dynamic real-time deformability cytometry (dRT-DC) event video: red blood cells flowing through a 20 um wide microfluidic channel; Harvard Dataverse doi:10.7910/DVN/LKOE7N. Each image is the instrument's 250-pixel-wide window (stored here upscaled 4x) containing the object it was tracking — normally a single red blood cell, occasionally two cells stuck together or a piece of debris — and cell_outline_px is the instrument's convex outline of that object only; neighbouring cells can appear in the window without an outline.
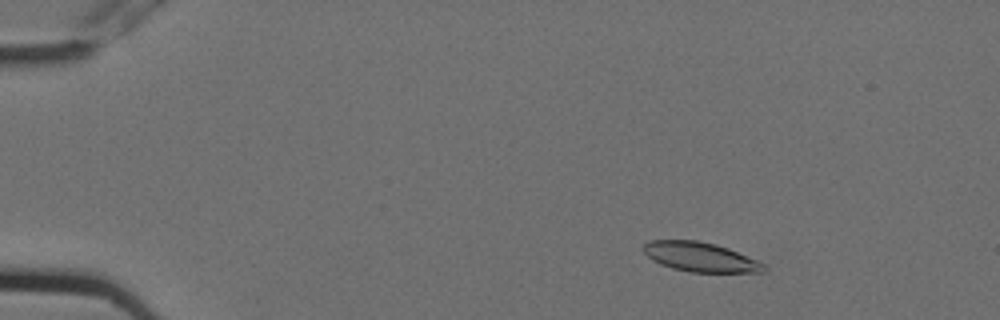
{"species": "Egyptian fruit bat (a non-hibernating species)", "species_latin": "Rousettus aegyptiacus", "temperature_condition": "cold", "stored_images_in_passage": 7, "camera_frame_rate_fps": 3000, "um_per_image_px": 0.085, "animal": {"sex": "female"}, "frame": {"image": 1, "passage_image": 3, "time_ms": 0.667, "image_size_px": [1000, 320], "cell_outline_px": [[768, 268], [764, 272], [688, 272], [672, 268], [660, 264], [652, 260], [640, 248], [648, 240], [696, 240], [716, 244], [728, 248], [756, 260], [764, 264]], "centroid_in_image_um": [59.49, 21.84], "position_along_channel_um": 25.5, "area_um2": 20.75}}
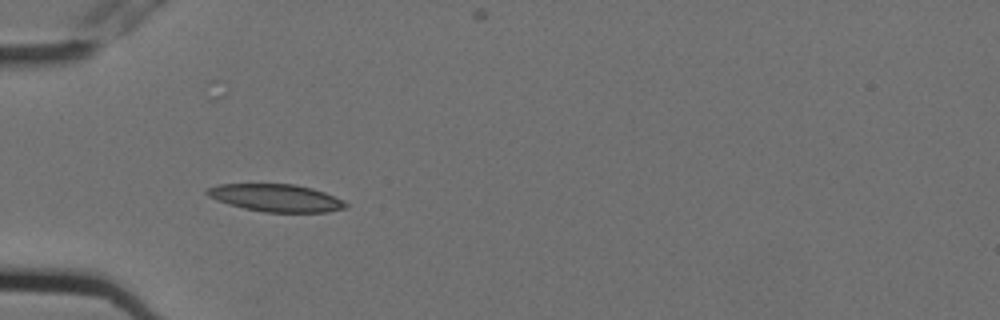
{"frame": {"image": 2, "passage_image": 6, "time_ms": 1.667, "image_size_px": [1000, 320], "cell_outline_px": [[348, 208], [328, 212], [264, 212], [244, 208], [228, 204], [216, 200], [208, 196], [204, 192], [208, 188], [216, 184], [296, 184], [312, 188], [324, 192], [344, 200], [348, 204]], "centroid_in_image_um": [23.47, 16.82], "position_along_channel_um": 61.5, "area_um2": 22.37}}
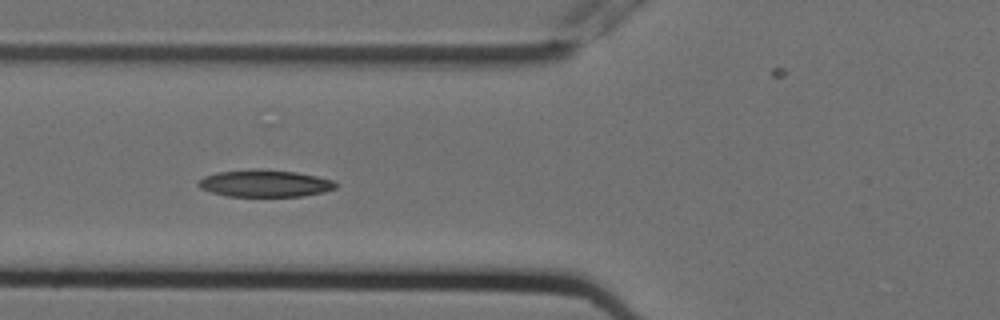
{"frame": {"image": 3, "passage_image": 7, "time_ms": 2.0, "image_size_px": [1000, 320], "cell_outline_px": [[336, 188], [324, 192], [300, 196], [228, 196], [212, 192], [200, 188], [196, 184], [204, 176], [216, 172], [252, 168], [260, 168], [296, 172], [336, 180]], "centroid_in_image_um": [22.51, 15.57], "position_along_channel_um": 103.3, "area_um2": 21.85}}